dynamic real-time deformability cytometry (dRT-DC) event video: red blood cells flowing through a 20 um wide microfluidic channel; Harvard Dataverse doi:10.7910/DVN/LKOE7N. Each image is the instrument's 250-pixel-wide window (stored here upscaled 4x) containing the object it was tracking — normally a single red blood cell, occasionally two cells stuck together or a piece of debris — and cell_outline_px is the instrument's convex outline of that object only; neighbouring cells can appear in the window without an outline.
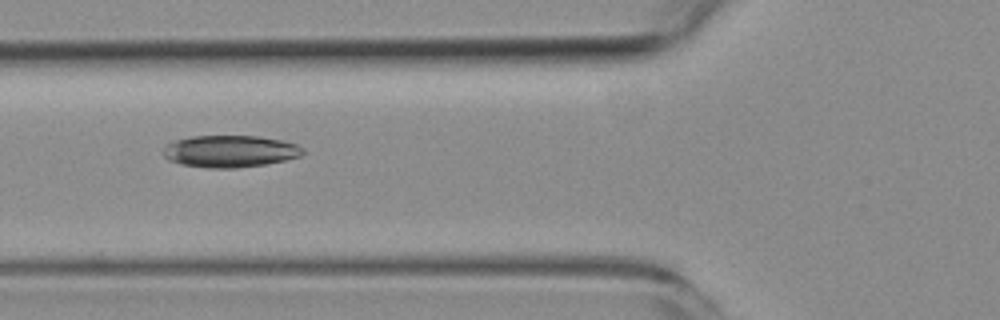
{"species": "common noctule bat (a hibernating species)", "species_latin": "Nyctalus noctula", "temperature_condition": "room temperature", "stored_images_in_passage": 7, "camera_frame_rate_fps": 3000, "um_per_image_px": 0.085, "animal": {"sex": "female", "body_mass_g": 19.3, "forearm_length_mm": 54.1}, "frame": {"image": 1, "passage_image": 3, "time_ms": 2.333, "image_size_px": [1000, 320], "cell_outline_px": [[304, 152], [300, 156], [284, 160], [264, 164], [236, 168], [208, 168], [180, 164], [168, 160], [164, 156], [164, 148], [168, 144], [176, 140], [192, 136], [256, 136], [284, 140], [296, 144], [304, 148]], "centroid_in_image_um": [19.56, 12.86], "position_along_channel_um": 106.2, "area_um2": 25.95}}
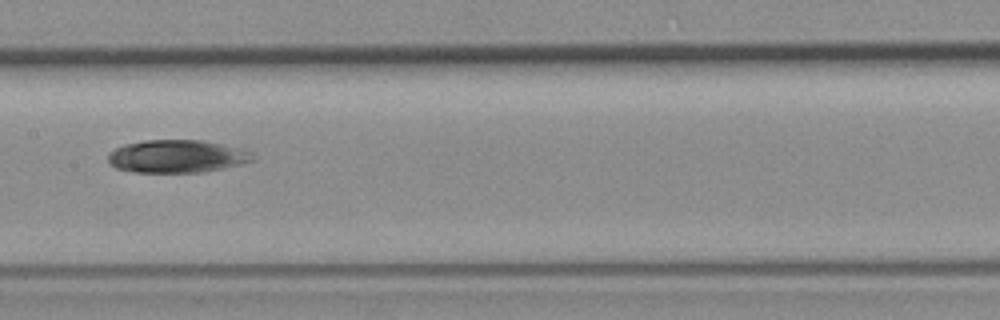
{"frame": {"image": 2, "passage_image": 5, "time_ms": 4.667, "image_size_px": [1000, 320], "cell_outline_px": [[256, 160], [224, 168], [204, 172], [132, 172], [116, 168], [108, 164], [108, 152], [124, 144], [144, 140], [204, 140], [252, 152], [256, 156]], "centroid_in_image_um": [15.02, 13.29], "position_along_channel_um": 192.4, "area_um2": 27.8}}
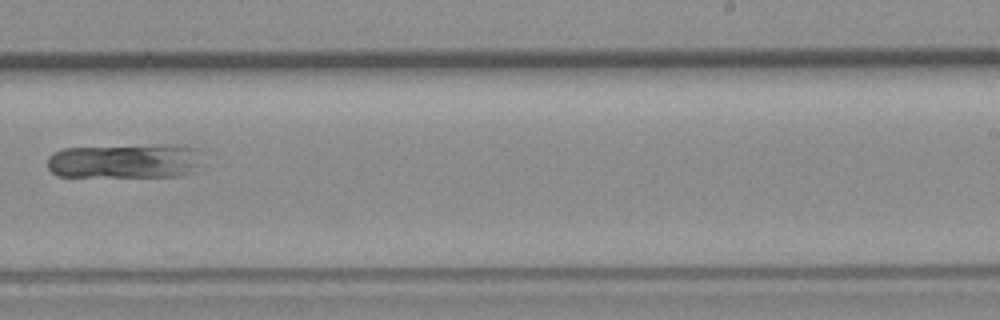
{"frame": {"image": 3, "passage_image": 7, "time_ms": 7.0, "image_size_px": [1000, 320], "cell_outline_px": [[204, 164], [200, 172], [180, 176], [56, 176], [48, 168], [48, 156], [64, 148], [168, 144], [172, 144], [200, 148]], "centroid_in_image_um": [10.8, 13.68], "position_along_channel_um": 278.2, "area_um2": 32.14}}